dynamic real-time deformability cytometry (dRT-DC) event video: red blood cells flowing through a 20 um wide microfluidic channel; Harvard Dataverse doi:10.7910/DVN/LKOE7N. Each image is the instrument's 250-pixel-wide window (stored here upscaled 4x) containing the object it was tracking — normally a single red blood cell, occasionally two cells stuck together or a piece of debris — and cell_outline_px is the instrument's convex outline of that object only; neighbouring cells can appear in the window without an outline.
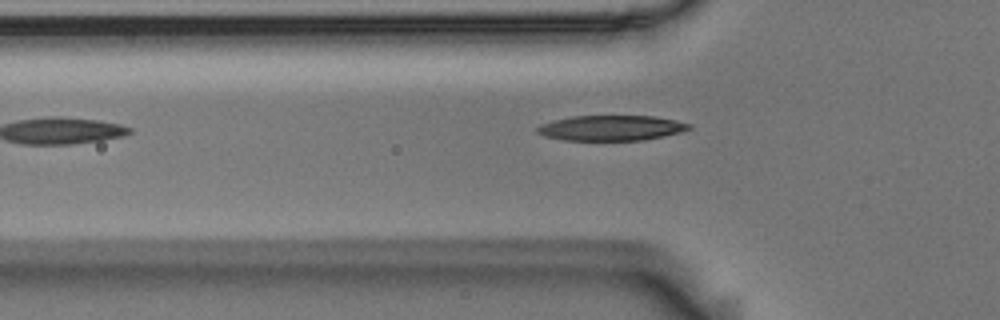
{"species": "Egyptian fruit bat (a non-hibernating species)", "species_latin": "Rousettus aegyptiacus", "temperature_condition": "room temperature", "stored_images_in_passage": 23, "camera_frame_rate_fps": 3000, "um_per_image_px": 0.085, "animal": {"sex": "male"}, "frame": {"image": 1, "passage_image": 2, "time_ms": 0.333, "image_size_px": [1000, 320], "cell_outline_px": [[692, 128], [680, 132], [664, 136], [644, 140], [564, 140], [544, 136], [536, 132], [536, 128], [540, 124], [552, 120], [572, 116], [652, 116], [676, 120], [692, 124]], "centroid_in_image_um": [51.94, 10.87], "position_along_channel_um": 73.9, "area_um2": 22.43}}
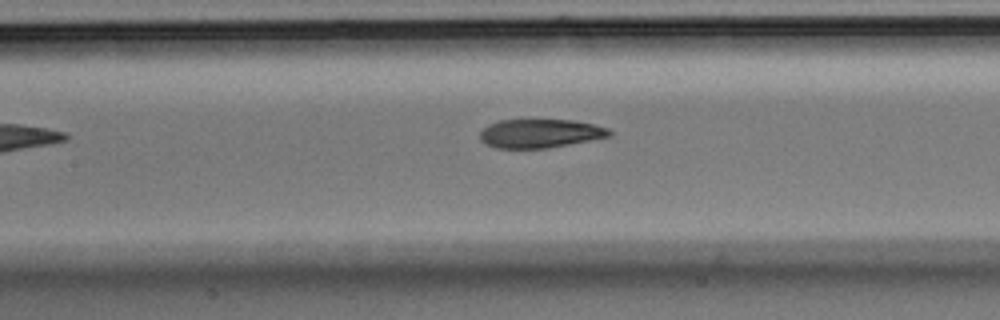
{"frame": {"image": 2, "passage_image": 9, "time_ms": 2.667, "image_size_px": [1000, 320], "cell_outline_px": [[612, 136], [548, 148], [496, 148], [484, 144], [480, 140], [480, 132], [488, 124], [500, 120], [572, 120], [592, 124], [608, 128], [612, 132]], "centroid_in_image_um": [45.89, 11.35], "position_along_channel_um": 161.5, "area_um2": 21.68}}
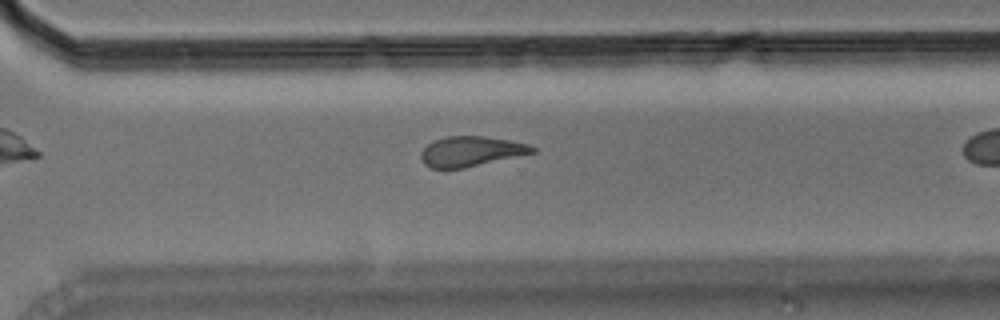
{"frame": {"image": 3, "passage_image": 19, "time_ms": 6.0, "image_size_px": [1000, 320], "cell_outline_px": [[536, 152], [464, 168], [428, 168], [424, 164], [420, 156], [420, 152], [428, 144], [436, 140], [448, 136], [484, 136], [508, 140], [528, 144], [536, 148]], "centroid_in_image_um": [40.02, 12.87], "position_along_channel_um": 330.6, "area_um2": 19.36}}